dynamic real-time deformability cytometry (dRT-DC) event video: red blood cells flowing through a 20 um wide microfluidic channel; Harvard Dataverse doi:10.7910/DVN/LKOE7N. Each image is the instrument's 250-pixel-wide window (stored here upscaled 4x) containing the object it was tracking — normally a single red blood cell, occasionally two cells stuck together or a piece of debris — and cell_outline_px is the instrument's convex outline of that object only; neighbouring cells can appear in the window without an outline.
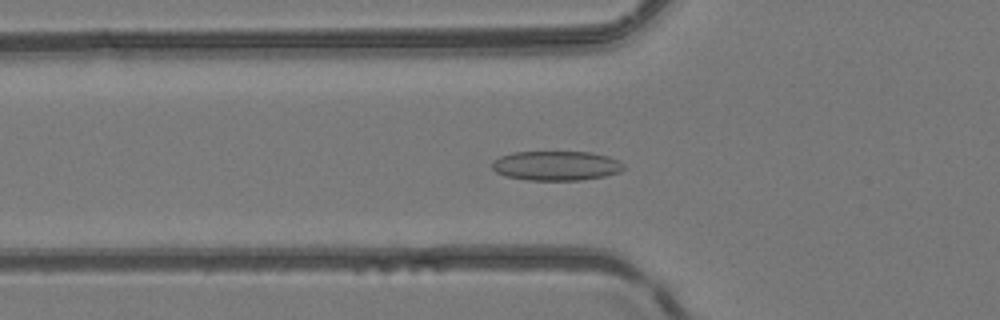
{"species": "common noctule bat (a hibernating species)", "species_latin": "Nyctalus noctula", "temperature_condition": "room temperature", "stored_images_in_passage": 52, "camera_frame_rate_fps": 3000, "um_per_image_px": 0.085, "animal": {"sex": "female", "body_mass_g": 24.6, "forearm_length_mm": 56.2}, "frame": {"image": 1, "passage_image": 19, "time_ms": 6.0, "image_size_px": [1000, 320], "cell_outline_px": [[624, 168], [620, 172], [604, 176], [580, 180], [528, 180], [504, 176], [496, 172], [492, 168], [492, 160], [500, 156], [512, 152], [592, 152], [608, 156], [624, 164]], "centroid_in_image_um": [47.25, 14.08], "position_along_channel_um": 78.6, "area_um2": 22.72}}
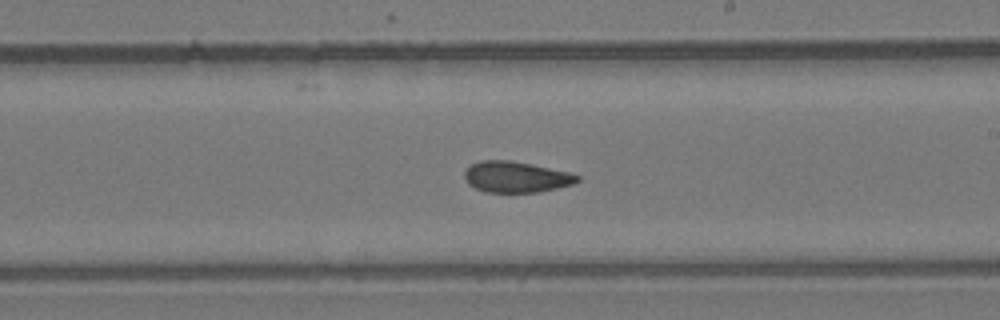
{"frame": {"image": 2, "passage_image": 31, "time_ms": 10.0, "image_size_px": [1000, 320], "cell_outline_px": [[580, 180], [572, 184], [540, 192], [484, 192], [468, 184], [464, 180], [464, 172], [472, 164], [480, 160], [508, 160], [568, 172], [580, 176]], "centroid_in_image_um": [43.82, 15.05], "position_along_channel_um": 245.2, "area_um2": 20.17}}
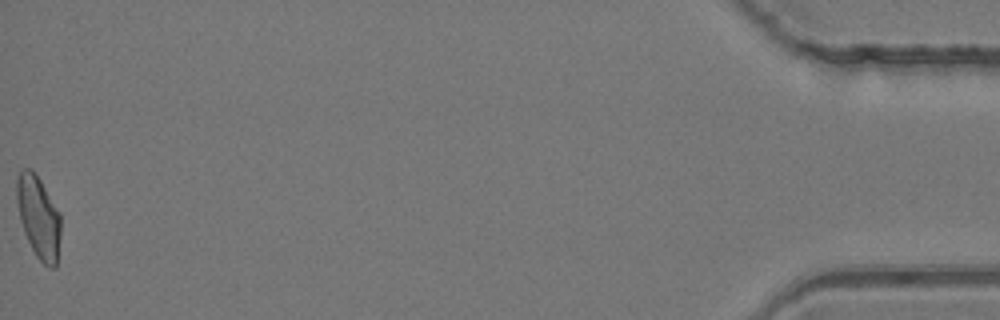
{"frame": {"image": 3, "passage_image": 52, "time_ms": 17.0, "image_size_px": [1000, 320], "cell_outline_px": [[60, 236], [56, 268], [48, 268], [36, 256], [24, 232], [20, 220], [16, 200], [16, 180], [20, 168], [32, 168], [40, 180], [60, 212]], "centroid_in_image_um": [3.27, 18.43], "position_along_channel_um": 431.9, "area_um2": 21.27}, "authors_computed_cell_mechanics": {"area_um2": 21.2415, "velocity_mm_per_s": 4.1366, "shape_relaxation_time_tau1_ms": null, "shape_relaxation_time_tau2_ms": 1.9123, "deformation_change_tau1": null, "deformation_change_tau2": 0.0809}}